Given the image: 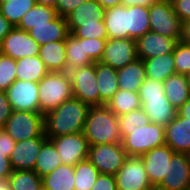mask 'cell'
I'll return each instance as SVG.
<instances>
[{
	"label": "cell",
	"instance_id": "obj_1",
	"mask_svg": "<svg viewBox=\"0 0 190 190\" xmlns=\"http://www.w3.org/2000/svg\"><path fill=\"white\" fill-rule=\"evenodd\" d=\"M91 106L72 97L44 115V134L47 138L84 132Z\"/></svg>",
	"mask_w": 190,
	"mask_h": 190
},
{
	"label": "cell",
	"instance_id": "obj_2",
	"mask_svg": "<svg viewBox=\"0 0 190 190\" xmlns=\"http://www.w3.org/2000/svg\"><path fill=\"white\" fill-rule=\"evenodd\" d=\"M84 134L89 146L121 143L118 116L106 105L91 106L85 122Z\"/></svg>",
	"mask_w": 190,
	"mask_h": 190
},
{
	"label": "cell",
	"instance_id": "obj_3",
	"mask_svg": "<svg viewBox=\"0 0 190 190\" xmlns=\"http://www.w3.org/2000/svg\"><path fill=\"white\" fill-rule=\"evenodd\" d=\"M138 93L141 108L149 118V122L166 127L177 115V110L166 98L163 82L146 78Z\"/></svg>",
	"mask_w": 190,
	"mask_h": 190
},
{
	"label": "cell",
	"instance_id": "obj_4",
	"mask_svg": "<svg viewBox=\"0 0 190 190\" xmlns=\"http://www.w3.org/2000/svg\"><path fill=\"white\" fill-rule=\"evenodd\" d=\"M39 113L56 109L63 102L73 97L72 82L66 71L48 72L38 82Z\"/></svg>",
	"mask_w": 190,
	"mask_h": 190
},
{
	"label": "cell",
	"instance_id": "obj_5",
	"mask_svg": "<svg viewBox=\"0 0 190 190\" xmlns=\"http://www.w3.org/2000/svg\"><path fill=\"white\" fill-rule=\"evenodd\" d=\"M165 144V127L151 122L142 128L128 130V135L121 139L127 156H141Z\"/></svg>",
	"mask_w": 190,
	"mask_h": 190
},
{
	"label": "cell",
	"instance_id": "obj_6",
	"mask_svg": "<svg viewBox=\"0 0 190 190\" xmlns=\"http://www.w3.org/2000/svg\"><path fill=\"white\" fill-rule=\"evenodd\" d=\"M4 130L15 141L31 138H47L44 134V115L37 112L13 110Z\"/></svg>",
	"mask_w": 190,
	"mask_h": 190
},
{
	"label": "cell",
	"instance_id": "obj_7",
	"mask_svg": "<svg viewBox=\"0 0 190 190\" xmlns=\"http://www.w3.org/2000/svg\"><path fill=\"white\" fill-rule=\"evenodd\" d=\"M150 31L181 39L182 22L175 14L170 0H157L149 7Z\"/></svg>",
	"mask_w": 190,
	"mask_h": 190
},
{
	"label": "cell",
	"instance_id": "obj_8",
	"mask_svg": "<svg viewBox=\"0 0 190 190\" xmlns=\"http://www.w3.org/2000/svg\"><path fill=\"white\" fill-rule=\"evenodd\" d=\"M68 73L72 82L73 97L89 106H100L95 63L72 69Z\"/></svg>",
	"mask_w": 190,
	"mask_h": 190
},
{
	"label": "cell",
	"instance_id": "obj_9",
	"mask_svg": "<svg viewBox=\"0 0 190 190\" xmlns=\"http://www.w3.org/2000/svg\"><path fill=\"white\" fill-rule=\"evenodd\" d=\"M114 177L117 190H155L140 156H127Z\"/></svg>",
	"mask_w": 190,
	"mask_h": 190
},
{
	"label": "cell",
	"instance_id": "obj_10",
	"mask_svg": "<svg viewBox=\"0 0 190 190\" xmlns=\"http://www.w3.org/2000/svg\"><path fill=\"white\" fill-rule=\"evenodd\" d=\"M127 158L121 143L89 146L88 159L98 169L100 174L115 175Z\"/></svg>",
	"mask_w": 190,
	"mask_h": 190
},
{
	"label": "cell",
	"instance_id": "obj_11",
	"mask_svg": "<svg viewBox=\"0 0 190 190\" xmlns=\"http://www.w3.org/2000/svg\"><path fill=\"white\" fill-rule=\"evenodd\" d=\"M56 147L62 164L75 166L89 155V144L84 132L48 138Z\"/></svg>",
	"mask_w": 190,
	"mask_h": 190
},
{
	"label": "cell",
	"instance_id": "obj_12",
	"mask_svg": "<svg viewBox=\"0 0 190 190\" xmlns=\"http://www.w3.org/2000/svg\"><path fill=\"white\" fill-rule=\"evenodd\" d=\"M136 59H138L136 40L131 38H108L100 62L118 70Z\"/></svg>",
	"mask_w": 190,
	"mask_h": 190
},
{
	"label": "cell",
	"instance_id": "obj_13",
	"mask_svg": "<svg viewBox=\"0 0 190 190\" xmlns=\"http://www.w3.org/2000/svg\"><path fill=\"white\" fill-rule=\"evenodd\" d=\"M190 159L187 153L175 152L168 161L167 174L155 190H189Z\"/></svg>",
	"mask_w": 190,
	"mask_h": 190
},
{
	"label": "cell",
	"instance_id": "obj_14",
	"mask_svg": "<svg viewBox=\"0 0 190 190\" xmlns=\"http://www.w3.org/2000/svg\"><path fill=\"white\" fill-rule=\"evenodd\" d=\"M5 93L12 110L39 113L38 83L16 79Z\"/></svg>",
	"mask_w": 190,
	"mask_h": 190
},
{
	"label": "cell",
	"instance_id": "obj_15",
	"mask_svg": "<svg viewBox=\"0 0 190 190\" xmlns=\"http://www.w3.org/2000/svg\"><path fill=\"white\" fill-rule=\"evenodd\" d=\"M2 54L14 60L38 56L40 45L27 31L14 27L1 41Z\"/></svg>",
	"mask_w": 190,
	"mask_h": 190
},
{
	"label": "cell",
	"instance_id": "obj_16",
	"mask_svg": "<svg viewBox=\"0 0 190 190\" xmlns=\"http://www.w3.org/2000/svg\"><path fill=\"white\" fill-rule=\"evenodd\" d=\"M175 152L166 144L153 148L147 153L141 155L143 165L148 174L152 186L156 189L167 174L168 161L172 159Z\"/></svg>",
	"mask_w": 190,
	"mask_h": 190
},
{
	"label": "cell",
	"instance_id": "obj_17",
	"mask_svg": "<svg viewBox=\"0 0 190 190\" xmlns=\"http://www.w3.org/2000/svg\"><path fill=\"white\" fill-rule=\"evenodd\" d=\"M180 39L166 37L154 32H146L136 40L137 57L141 60L173 53Z\"/></svg>",
	"mask_w": 190,
	"mask_h": 190
},
{
	"label": "cell",
	"instance_id": "obj_18",
	"mask_svg": "<svg viewBox=\"0 0 190 190\" xmlns=\"http://www.w3.org/2000/svg\"><path fill=\"white\" fill-rule=\"evenodd\" d=\"M48 138H31L16 142L9 157L14 170H34L38 154Z\"/></svg>",
	"mask_w": 190,
	"mask_h": 190
},
{
	"label": "cell",
	"instance_id": "obj_19",
	"mask_svg": "<svg viewBox=\"0 0 190 190\" xmlns=\"http://www.w3.org/2000/svg\"><path fill=\"white\" fill-rule=\"evenodd\" d=\"M166 145L178 153H190V120H186L178 113L165 127Z\"/></svg>",
	"mask_w": 190,
	"mask_h": 190
},
{
	"label": "cell",
	"instance_id": "obj_20",
	"mask_svg": "<svg viewBox=\"0 0 190 190\" xmlns=\"http://www.w3.org/2000/svg\"><path fill=\"white\" fill-rule=\"evenodd\" d=\"M105 9L96 0H87L76 7L67 17L69 33L77 27L98 24L104 19Z\"/></svg>",
	"mask_w": 190,
	"mask_h": 190
},
{
	"label": "cell",
	"instance_id": "obj_21",
	"mask_svg": "<svg viewBox=\"0 0 190 190\" xmlns=\"http://www.w3.org/2000/svg\"><path fill=\"white\" fill-rule=\"evenodd\" d=\"M27 32L40 46L46 45L49 42L66 40L69 34L67 19L66 17L57 15L47 24L34 25Z\"/></svg>",
	"mask_w": 190,
	"mask_h": 190
},
{
	"label": "cell",
	"instance_id": "obj_22",
	"mask_svg": "<svg viewBox=\"0 0 190 190\" xmlns=\"http://www.w3.org/2000/svg\"><path fill=\"white\" fill-rule=\"evenodd\" d=\"M100 106L106 105L118 91L117 70L102 62H95Z\"/></svg>",
	"mask_w": 190,
	"mask_h": 190
},
{
	"label": "cell",
	"instance_id": "obj_23",
	"mask_svg": "<svg viewBox=\"0 0 190 190\" xmlns=\"http://www.w3.org/2000/svg\"><path fill=\"white\" fill-rule=\"evenodd\" d=\"M118 89L139 92L140 86L146 79L144 62L141 59L127 64L117 70Z\"/></svg>",
	"mask_w": 190,
	"mask_h": 190
},
{
	"label": "cell",
	"instance_id": "obj_24",
	"mask_svg": "<svg viewBox=\"0 0 190 190\" xmlns=\"http://www.w3.org/2000/svg\"><path fill=\"white\" fill-rule=\"evenodd\" d=\"M164 93L169 103L178 109L190 98V88L184 74H173L165 81Z\"/></svg>",
	"mask_w": 190,
	"mask_h": 190
},
{
	"label": "cell",
	"instance_id": "obj_25",
	"mask_svg": "<svg viewBox=\"0 0 190 190\" xmlns=\"http://www.w3.org/2000/svg\"><path fill=\"white\" fill-rule=\"evenodd\" d=\"M39 58L49 72L65 71L66 45L65 40L49 42L39 48Z\"/></svg>",
	"mask_w": 190,
	"mask_h": 190
},
{
	"label": "cell",
	"instance_id": "obj_26",
	"mask_svg": "<svg viewBox=\"0 0 190 190\" xmlns=\"http://www.w3.org/2000/svg\"><path fill=\"white\" fill-rule=\"evenodd\" d=\"M103 20L108 38H128L126 6L120 5L106 9Z\"/></svg>",
	"mask_w": 190,
	"mask_h": 190
},
{
	"label": "cell",
	"instance_id": "obj_27",
	"mask_svg": "<svg viewBox=\"0 0 190 190\" xmlns=\"http://www.w3.org/2000/svg\"><path fill=\"white\" fill-rule=\"evenodd\" d=\"M66 45V66L65 71L81 68L94 63L85 52L84 38H76L69 33L65 40Z\"/></svg>",
	"mask_w": 190,
	"mask_h": 190
},
{
	"label": "cell",
	"instance_id": "obj_28",
	"mask_svg": "<svg viewBox=\"0 0 190 190\" xmlns=\"http://www.w3.org/2000/svg\"><path fill=\"white\" fill-rule=\"evenodd\" d=\"M146 78L164 82L165 79L176 74L173 53L143 60Z\"/></svg>",
	"mask_w": 190,
	"mask_h": 190
},
{
	"label": "cell",
	"instance_id": "obj_29",
	"mask_svg": "<svg viewBox=\"0 0 190 190\" xmlns=\"http://www.w3.org/2000/svg\"><path fill=\"white\" fill-rule=\"evenodd\" d=\"M74 166L61 164L42 178L44 190H74Z\"/></svg>",
	"mask_w": 190,
	"mask_h": 190
},
{
	"label": "cell",
	"instance_id": "obj_30",
	"mask_svg": "<svg viewBox=\"0 0 190 190\" xmlns=\"http://www.w3.org/2000/svg\"><path fill=\"white\" fill-rule=\"evenodd\" d=\"M128 38L137 40L150 31L149 7L134 5L127 7Z\"/></svg>",
	"mask_w": 190,
	"mask_h": 190
},
{
	"label": "cell",
	"instance_id": "obj_31",
	"mask_svg": "<svg viewBox=\"0 0 190 190\" xmlns=\"http://www.w3.org/2000/svg\"><path fill=\"white\" fill-rule=\"evenodd\" d=\"M48 72L39 56L24 57L16 60L17 80L38 83Z\"/></svg>",
	"mask_w": 190,
	"mask_h": 190
},
{
	"label": "cell",
	"instance_id": "obj_32",
	"mask_svg": "<svg viewBox=\"0 0 190 190\" xmlns=\"http://www.w3.org/2000/svg\"><path fill=\"white\" fill-rule=\"evenodd\" d=\"M62 164L57 154L55 145L50 139H47L38 154L34 171L43 178Z\"/></svg>",
	"mask_w": 190,
	"mask_h": 190
},
{
	"label": "cell",
	"instance_id": "obj_33",
	"mask_svg": "<svg viewBox=\"0 0 190 190\" xmlns=\"http://www.w3.org/2000/svg\"><path fill=\"white\" fill-rule=\"evenodd\" d=\"M106 106L117 116L129 113L141 107L138 92L118 89Z\"/></svg>",
	"mask_w": 190,
	"mask_h": 190
},
{
	"label": "cell",
	"instance_id": "obj_34",
	"mask_svg": "<svg viewBox=\"0 0 190 190\" xmlns=\"http://www.w3.org/2000/svg\"><path fill=\"white\" fill-rule=\"evenodd\" d=\"M57 16L56 10L49 6L36 4L33 8L27 11L17 28L29 31L34 25L47 24Z\"/></svg>",
	"mask_w": 190,
	"mask_h": 190
},
{
	"label": "cell",
	"instance_id": "obj_35",
	"mask_svg": "<svg viewBox=\"0 0 190 190\" xmlns=\"http://www.w3.org/2000/svg\"><path fill=\"white\" fill-rule=\"evenodd\" d=\"M74 190H91L100 172L87 158L74 166Z\"/></svg>",
	"mask_w": 190,
	"mask_h": 190
},
{
	"label": "cell",
	"instance_id": "obj_36",
	"mask_svg": "<svg viewBox=\"0 0 190 190\" xmlns=\"http://www.w3.org/2000/svg\"><path fill=\"white\" fill-rule=\"evenodd\" d=\"M10 190H41L42 178L34 170H14L8 178Z\"/></svg>",
	"mask_w": 190,
	"mask_h": 190
},
{
	"label": "cell",
	"instance_id": "obj_37",
	"mask_svg": "<svg viewBox=\"0 0 190 190\" xmlns=\"http://www.w3.org/2000/svg\"><path fill=\"white\" fill-rule=\"evenodd\" d=\"M36 0H11L1 4V14L17 27L23 15L36 5Z\"/></svg>",
	"mask_w": 190,
	"mask_h": 190
},
{
	"label": "cell",
	"instance_id": "obj_38",
	"mask_svg": "<svg viewBox=\"0 0 190 190\" xmlns=\"http://www.w3.org/2000/svg\"><path fill=\"white\" fill-rule=\"evenodd\" d=\"M149 123V118L146 116L144 110L141 107L129 113L119 115L118 125L121 139L128 135V130H133L136 127L142 128Z\"/></svg>",
	"mask_w": 190,
	"mask_h": 190
},
{
	"label": "cell",
	"instance_id": "obj_39",
	"mask_svg": "<svg viewBox=\"0 0 190 190\" xmlns=\"http://www.w3.org/2000/svg\"><path fill=\"white\" fill-rule=\"evenodd\" d=\"M16 60L1 54L0 55V91H6L16 80Z\"/></svg>",
	"mask_w": 190,
	"mask_h": 190
},
{
	"label": "cell",
	"instance_id": "obj_40",
	"mask_svg": "<svg viewBox=\"0 0 190 190\" xmlns=\"http://www.w3.org/2000/svg\"><path fill=\"white\" fill-rule=\"evenodd\" d=\"M176 74L190 72V45L179 41L173 51Z\"/></svg>",
	"mask_w": 190,
	"mask_h": 190
},
{
	"label": "cell",
	"instance_id": "obj_41",
	"mask_svg": "<svg viewBox=\"0 0 190 190\" xmlns=\"http://www.w3.org/2000/svg\"><path fill=\"white\" fill-rule=\"evenodd\" d=\"M71 34L76 38L108 39L104 20L98 21V24L77 27Z\"/></svg>",
	"mask_w": 190,
	"mask_h": 190
},
{
	"label": "cell",
	"instance_id": "obj_42",
	"mask_svg": "<svg viewBox=\"0 0 190 190\" xmlns=\"http://www.w3.org/2000/svg\"><path fill=\"white\" fill-rule=\"evenodd\" d=\"M107 39L84 38V48L88 57L95 63L100 62Z\"/></svg>",
	"mask_w": 190,
	"mask_h": 190
},
{
	"label": "cell",
	"instance_id": "obj_43",
	"mask_svg": "<svg viewBox=\"0 0 190 190\" xmlns=\"http://www.w3.org/2000/svg\"><path fill=\"white\" fill-rule=\"evenodd\" d=\"M87 0H57L55 10L57 15L67 17L76 7Z\"/></svg>",
	"mask_w": 190,
	"mask_h": 190
},
{
	"label": "cell",
	"instance_id": "obj_44",
	"mask_svg": "<svg viewBox=\"0 0 190 190\" xmlns=\"http://www.w3.org/2000/svg\"><path fill=\"white\" fill-rule=\"evenodd\" d=\"M170 2L181 22L190 20V0H170Z\"/></svg>",
	"mask_w": 190,
	"mask_h": 190
},
{
	"label": "cell",
	"instance_id": "obj_45",
	"mask_svg": "<svg viewBox=\"0 0 190 190\" xmlns=\"http://www.w3.org/2000/svg\"><path fill=\"white\" fill-rule=\"evenodd\" d=\"M91 190H117L114 175L100 174Z\"/></svg>",
	"mask_w": 190,
	"mask_h": 190
},
{
	"label": "cell",
	"instance_id": "obj_46",
	"mask_svg": "<svg viewBox=\"0 0 190 190\" xmlns=\"http://www.w3.org/2000/svg\"><path fill=\"white\" fill-rule=\"evenodd\" d=\"M12 107L4 91H0V129H4L5 123L12 114Z\"/></svg>",
	"mask_w": 190,
	"mask_h": 190
},
{
	"label": "cell",
	"instance_id": "obj_47",
	"mask_svg": "<svg viewBox=\"0 0 190 190\" xmlns=\"http://www.w3.org/2000/svg\"><path fill=\"white\" fill-rule=\"evenodd\" d=\"M16 142L8 135L4 129H0V149L6 152V156L10 157Z\"/></svg>",
	"mask_w": 190,
	"mask_h": 190
},
{
	"label": "cell",
	"instance_id": "obj_48",
	"mask_svg": "<svg viewBox=\"0 0 190 190\" xmlns=\"http://www.w3.org/2000/svg\"><path fill=\"white\" fill-rule=\"evenodd\" d=\"M12 172L13 169L9 157L6 156V152L0 149V179L9 178Z\"/></svg>",
	"mask_w": 190,
	"mask_h": 190
},
{
	"label": "cell",
	"instance_id": "obj_49",
	"mask_svg": "<svg viewBox=\"0 0 190 190\" xmlns=\"http://www.w3.org/2000/svg\"><path fill=\"white\" fill-rule=\"evenodd\" d=\"M14 28V26L0 12V41Z\"/></svg>",
	"mask_w": 190,
	"mask_h": 190
},
{
	"label": "cell",
	"instance_id": "obj_50",
	"mask_svg": "<svg viewBox=\"0 0 190 190\" xmlns=\"http://www.w3.org/2000/svg\"><path fill=\"white\" fill-rule=\"evenodd\" d=\"M157 0H121V5L132 7L134 5L150 7Z\"/></svg>",
	"mask_w": 190,
	"mask_h": 190
},
{
	"label": "cell",
	"instance_id": "obj_51",
	"mask_svg": "<svg viewBox=\"0 0 190 190\" xmlns=\"http://www.w3.org/2000/svg\"><path fill=\"white\" fill-rule=\"evenodd\" d=\"M180 41L190 45V20L182 22V36Z\"/></svg>",
	"mask_w": 190,
	"mask_h": 190
},
{
	"label": "cell",
	"instance_id": "obj_52",
	"mask_svg": "<svg viewBox=\"0 0 190 190\" xmlns=\"http://www.w3.org/2000/svg\"><path fill=\"white\" fill-rule=\"evenodd\" d=\"M177 113L186 120H190V98L178 109Z\"/></svg>",
	"mask_w": 190,
	"mask_h": 190
},
{
	"label": "cell",
	"instance_id": "obj_53",
	"mask_svg": "<svg viewBox=\"0 0 190 190\" xmlns=\"http://www.w3.org/2000/svg\"><path fill=\"white\" fill-rule=\"evenodd\" d=\"M105 10L120 6L121 5V0H96Z\"/></svg>",
	"mask_w": 190,
	"mask_h": 190
},
{
	"label": "cell",
	"instance_id": "obj_54",
	"mask_svg": "<svg viewBox=\"0 0 190 190\" xmlns=\"http://www.w3.org/2000/svg\"><path fill=\"white\" fill-rule=\"evenodd\" d=\"M57 0H36V3L39 5L49 6L55 8Z\"/></svg>",
	"mask_w": 190,
	"mask_h": 190
},
{
	"label": "cell",
	"instance_id": "obj_55",
	"mask_svg": "<svg viewBox=\"0 0 190 190\" xmlns=\"http://www.w3.org/2000/svg\"><path fill=\"white\" fill-rule=\"evenodd\" d=\"M0 190H10L8 178L0 179Z\"/></svg>",
	"mask_w": 190,
	"mask_h": 190
},
{
	"label": "cell",
	"instance_id": "obj_56",
	"mask_svg": "<svg viewBox=\"0 0 190 190\" xmlns=\"http://www.w3.org/2000/svg\"><path fill=\"white\" fill-rule=\"evenodd\" d=\"M185 76H186V79H187V82H188L189 88H190V72H188Z\"/></svg>",
	"mask_w": 190,
	"mask_h": 190
},
{
	"label": "cell",
	"instance_id": "obj_57",
	"mask_svg": "<svg viewBox=\"0 0 190 190\" xmlns=\"http://www.w3.org/2000/svg\"><path fill=\"white\" fill-rule=\"evenodd\" d=\"M1 1V3L3 4V3H6V2H9V1H11V0H0Z\"/></svg>",
	"mask_w": 190,
	"mask_h": 190
},
{
	"label": "cell",
	"instance_id": "obj_58",
	"mask_svg": "<svg viewBox=\"0 0 190 190\" xmlns=\"http://www.w3.org/2000/svg\"><path fill=\"white\" fill-rule=\"evenodd\" d=\"M2 54V46H1V41H0V55Z\"/></svg>",
	"mask_w": 190,
	"mask_h": 190
}]
</instances>
